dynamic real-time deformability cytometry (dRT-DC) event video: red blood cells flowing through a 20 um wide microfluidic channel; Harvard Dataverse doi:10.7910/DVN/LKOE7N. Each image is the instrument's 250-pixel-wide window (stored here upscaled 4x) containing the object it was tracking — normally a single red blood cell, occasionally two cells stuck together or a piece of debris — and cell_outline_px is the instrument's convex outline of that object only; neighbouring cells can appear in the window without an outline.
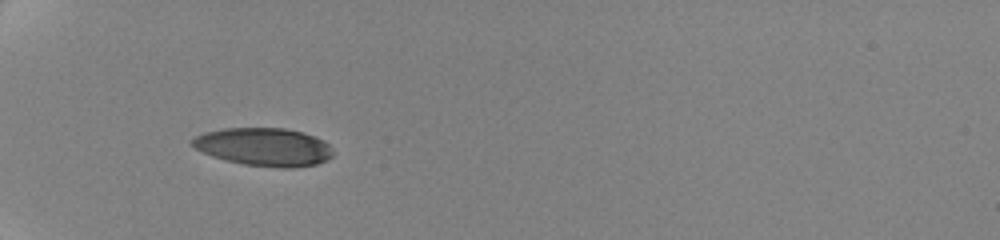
{"species": "human", "species_latin": "Homo sapiens", "temperature_condition": "cold", "stored_images_in_passage": 15, "camera_frame_rate_fps": 3000, "um_per_image_px": 0.085, "donor": {"sex": "female"}, "frame": {"image": 1, "passage_image": 1, "time_ms": 0.0, "image_size_px": [1000, 240], "cell_outline_px": [[332, 156], [328, 160], [316, 164], [292, 168], [280, 168], [244, 164], [212, 156], [192, 148], [188, 144], [188, 140], [204, 132], [224, 128], [284, 128], [304, 132], [324, 140], [328, 144], [332, 152]], "centroid_in_image_um": [22.4, 12.48], "position_along_channel_um": 62.6, "area_um2": 31.5}}
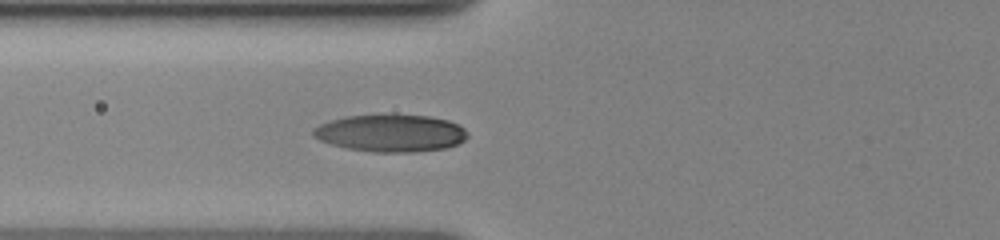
{"frame": {"image": 2, "passage_image": 8, "time_ms": 1.333, "image_size_px": [1000, 240], "cell_outline_px": [[468, 136], [464, 140], [456, 144], [444, 148], [412, 152], [372, 152], [348, 148], [332, 144], [320, 140], [312, 136], [312, 128], [320, 124], [332, 120], [348, 116], [428, 116], [448, 120], [464, 128], [468, 132]], "centroid_in_image_um": [33.2, 11.33], "position_along_channel_um": 92.6, "area_um2": 32.95}}
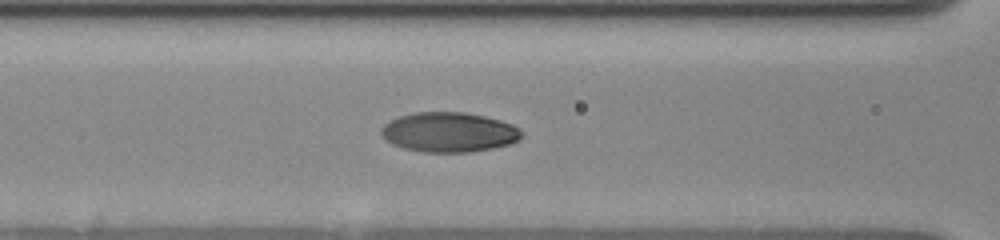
{"frame": {"image": 3, "passage_image": 14, "time_ms": 2.333, "image_size_px": [1000, 240], "cell_outline_px": [[524, 136], [520, 140], [508, 144], [492, 148], [472, 152], [420, 152], [404, 148], [392, 144], [384, 140], [380, 132], [380, 128], [384, 124], [400, 116], [412, 112], [464, 112], [484, 116], [500, 120], [512, 124], [520, 128], [524, 132]], "centroid_in_image_um": [38.17, 11.24], "position_along_channel_um": 128.4, "area_um2": 32.89}}